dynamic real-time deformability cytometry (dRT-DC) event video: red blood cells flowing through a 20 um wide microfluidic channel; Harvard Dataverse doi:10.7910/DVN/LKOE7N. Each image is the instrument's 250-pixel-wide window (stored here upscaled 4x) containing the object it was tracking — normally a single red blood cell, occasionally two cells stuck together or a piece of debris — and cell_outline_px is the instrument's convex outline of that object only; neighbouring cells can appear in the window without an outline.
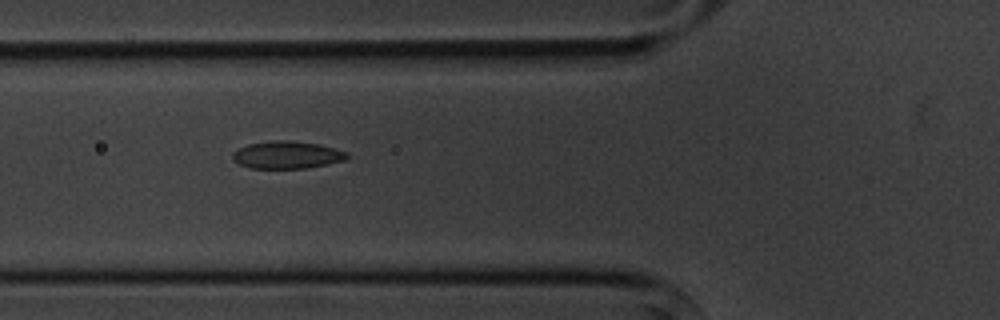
{"species": "common noctule bat (a hibernating species)", "species_latin": "Nyctalus noctula", "temperature_condition": "cold", "stored_images_in_passage": 9, "camera_frame_rate_fps": 3000, "um_per_image_px": 0.085, "animal": {"sex": "male", "body_mass_g": 20.1, "forearm_length_mm": 53.5}, "frame": {"image": 1, "passage_image": 6, "time_ms": 5.667, "image_size_px": [1000, 320], "cell_outline_px": [[348, 156], [344, 160], [328, 164], [304, 168], [248, 168], [240, 164], [232, 156], [232, 152], [236, 148], [248, 144], [272, 140], [288, 140], [320, 144], [348, 152]], "centroid_in_image_um": [24.38, 13.15], "position_along_channel_um": 101.4, "area_um2": 18.32}}
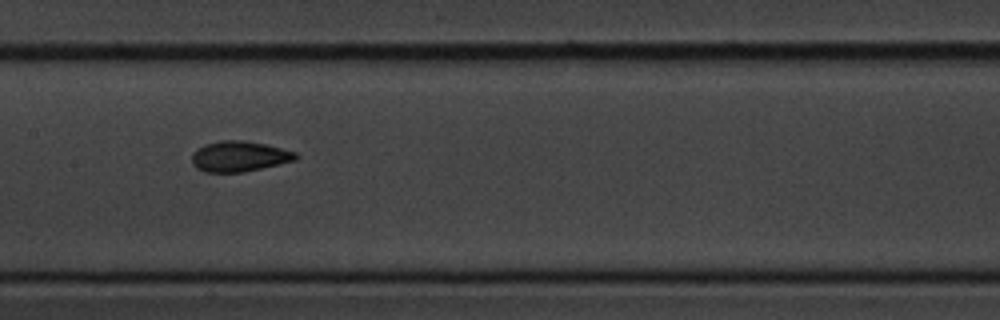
{"frame": {"image": 2, "passage_image": 8, "time_ms": 8.0, "image_size_px": [1000, 320], "cell_outline_px": [[300, 156], [296, 160], [280, 164], [244, 172], [204, 172], [196, 168], [192, 164], [192, 152], [196, 148], [204, 144], [220, 140], [244, 140], [268, 144], [296, 152]], "centroid_in_image_um": [20.34, 13.28], "position_along_channel_um": 187.1, "area_um2": 18.84}}
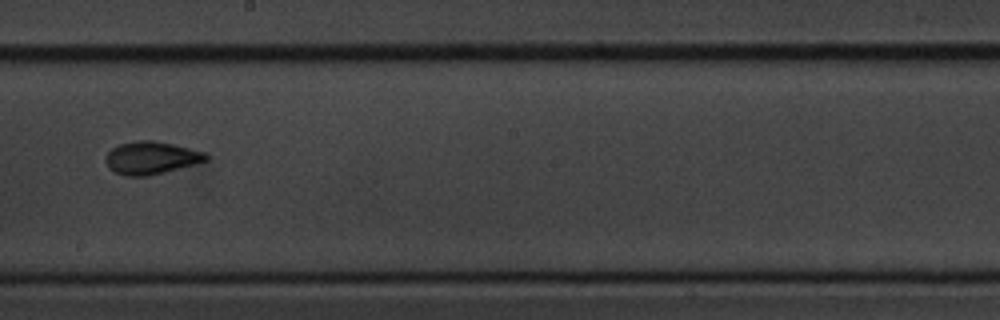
{"frame": {"image": 3, "passage_image": 9, "time_ms": 9.333, "image_size_px": [1000, 320], "cell_outline_px": [[208, 160], [164, 172], [148, 176], [124, 176], [108, 168], [108, 152], [112, 148], [120, 144], [140, 140], [152, 140], [172, 144], [204, 152], [208, 156]], "centroid_in_image_um": [12.85, 13.42], "position_along_channel_um": 235.3, "area_um2": 18.67}}